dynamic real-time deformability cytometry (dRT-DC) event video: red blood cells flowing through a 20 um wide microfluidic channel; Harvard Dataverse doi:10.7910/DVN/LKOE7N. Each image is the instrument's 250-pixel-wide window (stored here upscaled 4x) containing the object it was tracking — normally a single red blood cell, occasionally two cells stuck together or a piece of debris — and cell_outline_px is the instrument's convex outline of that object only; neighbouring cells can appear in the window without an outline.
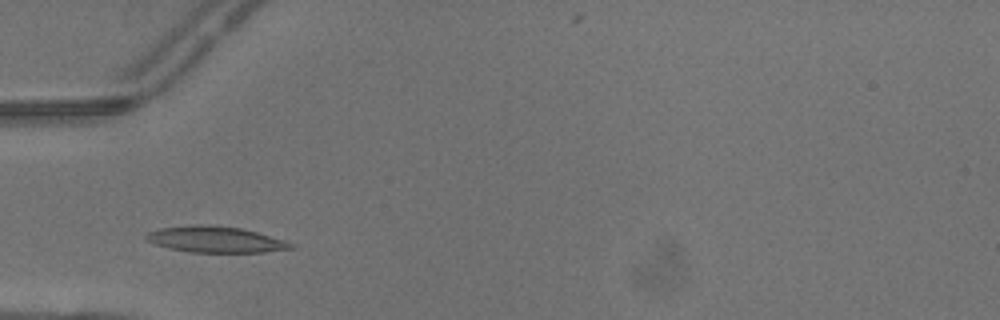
{"species": "common noctule bat (a hibernating species)", "species_latin": "Nyctalus noctula", "temperature_condition": "warm", "stored_images_in_passage": 3, "camera_frame_rate_fps": 3000, "um_per_image_px": 0.085, "animal": {"sex": "male", "body_mass_g": 13.3}, "frame": {"image": 1, "passage_image": 2, "time_ms": 0.333, "image_size_px": [1000, 320], "cell_outline_px": [[296, 248], [268, 252], [188, 252], [168, 248], [152, 244], [144, 240], [144, 236], [148, 232], [160, 228], [192, 224], [200, 224], [240, 228], [256, 232], [284, 240], [296, 244]], "centroid_in_image_um": [18.28, 20.36], "position_along_channel_um": 66.7, "area_um2": 22.25}}